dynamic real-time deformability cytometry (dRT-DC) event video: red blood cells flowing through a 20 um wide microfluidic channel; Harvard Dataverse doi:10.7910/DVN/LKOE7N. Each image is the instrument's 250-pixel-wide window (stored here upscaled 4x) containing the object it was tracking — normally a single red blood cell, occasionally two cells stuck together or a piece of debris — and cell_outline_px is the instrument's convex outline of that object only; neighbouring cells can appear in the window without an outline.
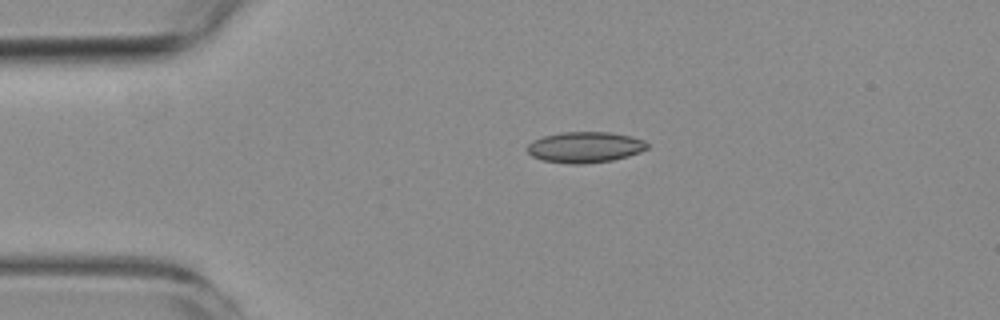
{"species": "common noctule bat (a hibernating species)", "species_latin": "Nyctalus noctula", "temperature_condition": "room temperature", "stored_images_in_passage": 2, "camera_frame_rate_fps": 3000, "um_per_image_px": 0.085, "animal": {"sex": "female", "body_mass_g": 19.3, "forearm_length_mm": 54.1}, "frame": {"image": 1, "passage_image": 1, "time_ms": 0.0, "image_size_px": [1000, 320], "cell_outline_px": [[648, 148], [640, 152], [628, 156], [612, 160], [584, 164], [568, 164], [540, 160], [532, 156], [528, 152], [528, 144], [532, 140], [544, 136], [560, 132], [608, 132], [632, 136], [644, 140], [648, 144]], "centroid_in_image_um": [49.72, 12.51], "position_along_channel_um": 35.3, "area_um2": 21.73}}